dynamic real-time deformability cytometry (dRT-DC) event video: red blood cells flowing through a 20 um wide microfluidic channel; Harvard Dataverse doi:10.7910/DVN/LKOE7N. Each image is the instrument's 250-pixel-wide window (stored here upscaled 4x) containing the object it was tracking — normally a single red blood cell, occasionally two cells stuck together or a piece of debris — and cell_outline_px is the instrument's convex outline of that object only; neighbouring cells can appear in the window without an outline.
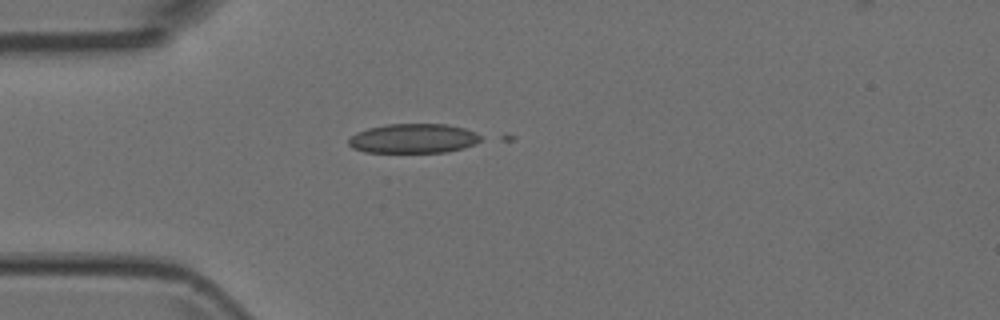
{"species": "Egyptian fruit bat (a non-hibernating species)", "species_latin": "Rousettus aegyptiacus", "temperature_condition": "room temperature", "stored_images_in_passage": 2, "camera_frame_rate_fps": 3000, "um_per_image_px": 0.085, "animal": {"sex": "female"}, "frame": {"image": 1, "passage_image": 1, "time_ms": 0.0, "image_size_px": [1000, 320], "cell_outline_px": [[484, 136], [480, 140], [464, 148], [448, 152], [364, 152], [352, 148], [348, 144], [348, 140], [356, 132], [368, 128], [388, 124], [448, 124], [464, 128], [476, 132]], "centroid_in_image_um": [35.14, 11.77], "position_along_channel_um": 49.9, "area_um2": 22.77}}